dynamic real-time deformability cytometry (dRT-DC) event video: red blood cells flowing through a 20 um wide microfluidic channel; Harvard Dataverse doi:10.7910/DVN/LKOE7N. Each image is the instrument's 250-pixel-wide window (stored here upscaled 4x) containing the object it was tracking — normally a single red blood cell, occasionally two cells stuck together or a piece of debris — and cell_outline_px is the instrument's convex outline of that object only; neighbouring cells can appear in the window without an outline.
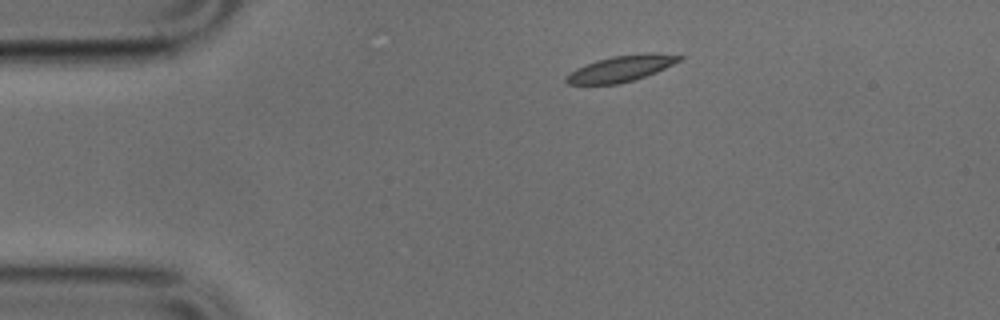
{"species": "common noctule bat (a hibernating species)", "species_latin": "Nyctalus noctula", "temperature_condition": "cold", "stored_images_in_passage": 42, "camera_frame_rate_fps": 3000, "um_per_image_px": 0.085, "animal": {"sex": "male", "body_mass_g": 17.9, "forearm_length_mm": 54.2}, "frame": {"image": 1, "passage_image": 1, "time_ms": 0.0, "image_size_px": [1000, 320], "cell_outline_px": [[684, 56], [680, 60], [656, 72], [620, 84], [568, 84], [564, 80], [576, 68], [596, 60], [612, 56], [644, 52], [652, 52]], "centroid_in_image_um": [52.8, 5.81], "position_along_channel_um": 32.2, "area_um2": 16.99}}
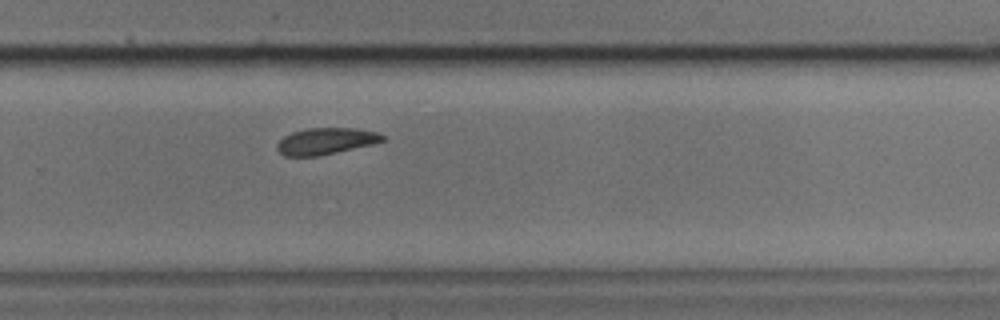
{"frame": {"image": 2, "passage_image": 25, "time_ms": 8.0, "image_size_px": [1000, 320], "cell_outline_px": [[384, 140], [372, 144], [336, 152], [316, 156], [284, 156], [276, 148], [276, 144], [284, 136], [292, 132], [308, 128], [356, 128], [380, 132], [384, 136]], "centroid_in_image_um": [27.69, 11.98], "position_along_channel_um": 302.1, "area_um2": 16.24}}
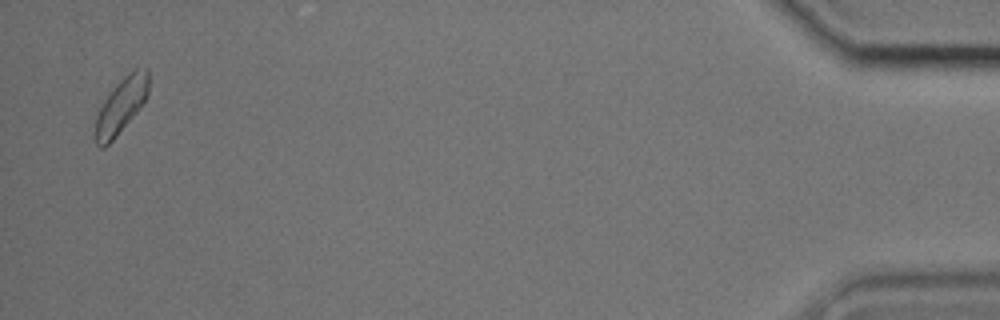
{"frame": {"image": 3, "passage_image": 41, "time_ms": 13.333, "image_size_px": [1000, 320], "cell_outline_px": [[148, 92], [144, 100], [136, 112], [112, 140], [104, 148], [100, 148], [96, 144], [92, 136], [96, 116], [104, 100], [112, 88], [124, 76], [136, 68], [148, 68]], "centroid_in_image_um": [10.23, 9.01], "position_along_channel_um": 425.0, "area_um2": 17.05}}